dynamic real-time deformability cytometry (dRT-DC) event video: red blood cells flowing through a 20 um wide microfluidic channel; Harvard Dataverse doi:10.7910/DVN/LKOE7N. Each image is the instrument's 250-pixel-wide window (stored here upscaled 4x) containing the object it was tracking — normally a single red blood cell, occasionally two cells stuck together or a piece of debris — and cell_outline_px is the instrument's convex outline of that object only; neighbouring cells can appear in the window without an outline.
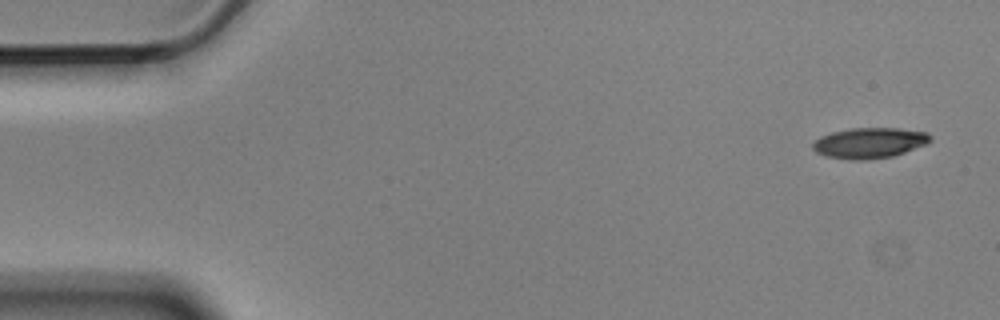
{"species": "Egyptian fruit bat (a non-hibernating species)", "species_latin": "Rousettus aegyptiacus", "temperature_condition": "cold", "stored_images_in_passage": 9, "camera_frame_rate_fps": 3000, "um_per_image_px": 0.085, "animal": {"sex": "male"}, "frame": {"image": 1, "passage_image": 1, "time_ms": 0.0, "image_size_px": [1000, 320], "cell_outline_px": [[932, 140], [928, 144], [892, 156], [868, 160], [852, 160], [824, 156], [816, 152], [812, 148], [812, 144], [820, 136], [832, 132], [852, 128], [900, 128], [928, 132], [932, 136]], "centroid_in_image_um": [73.93, 12.15], "position_along_channel_um": 11.1, "area_um2": 21.15}}
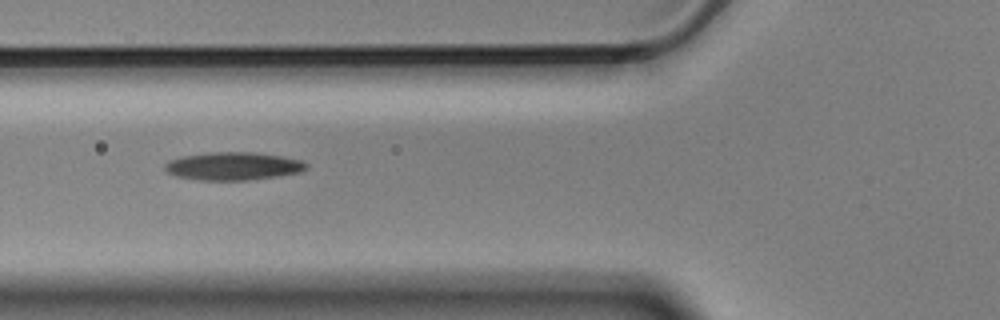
{"frame": {"image": 2, "passage_image": 6, "time_ms": 1.667, "image_size_px": [1000, 320], "cell_outline_px": [[308, 168], [300, 172], [276, 176], [248, 180], [200, 180], [176, 176], [168, 172], [164, 168], [164, 164], [168, 160], [184, 156], [212, 152], [256, 152], [304, 160], [308, 164]], "centroid_in_image_um": [19.84, 14.11], "position_along_channel_um": 106.0, "area_um2": 23.06}}
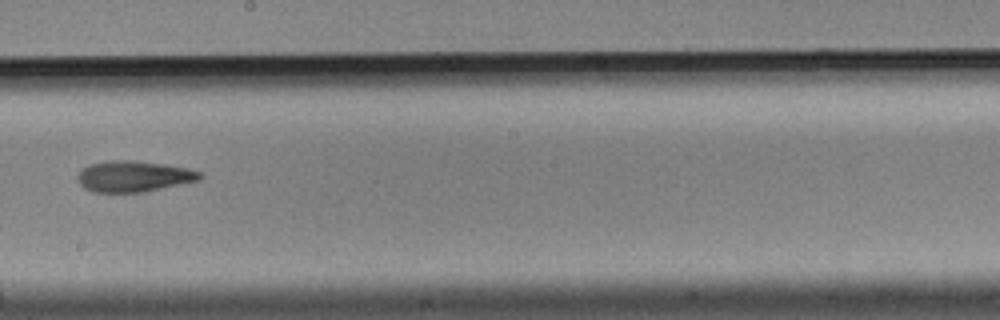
{"frame": {"image": 3, "passage_image": 9, "time_ms": 2.667, "image_size_px": [1000, 320], "cell_outline_px": [[204, 176], [200, 180], [144, 192], [92, 192], [84, 188], [80, 184], [76, 176], [88, 164], [112, 160], [132, 160], [164, 164], [188, 168], [200, 172]], "centroid_in_image_um": [11.37, 14.99], "position_along_channel_um": 236.8, "area_um2": 22.14}}